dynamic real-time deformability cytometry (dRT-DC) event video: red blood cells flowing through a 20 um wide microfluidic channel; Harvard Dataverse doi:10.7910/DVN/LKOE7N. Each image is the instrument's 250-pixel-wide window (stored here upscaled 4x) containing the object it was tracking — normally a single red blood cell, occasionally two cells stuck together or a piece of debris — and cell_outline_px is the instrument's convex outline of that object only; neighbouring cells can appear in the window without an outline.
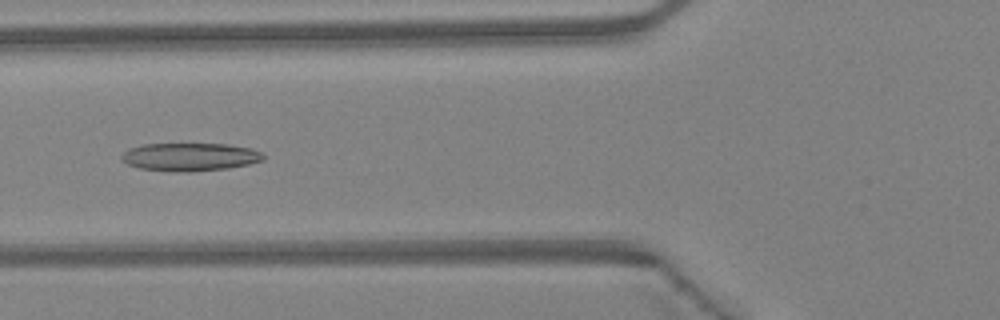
{"species": "Egyptian fruit bat (a non-hibernating species)", "species_latin": "Rousettus aegyptiacus", "temperature_condition": "warm", "stored_images_in_passage": 46, "camera_frame_rate_fps": 3000, "um_per_image_px": 0.085, "animal": {"sex": "female"}, "frame": {"image": 1, "passage_image": 18, "time_ms": 5.667, "image_size_px": [1000, 320], "cell_outline_px": [[264, 160], [248, 164], [228, 168], [192, 172], [172, 172], [140, 168], [128, 164], [120, 160], [120, 156], [124, 152], [132, 148], [144, 144], [228, 144], [252, 148], [264, 152]], "centroid_in_image_um": [16.18, 13.34], "position_along_channel_um": 109.6, "area_um2": 23.35}}
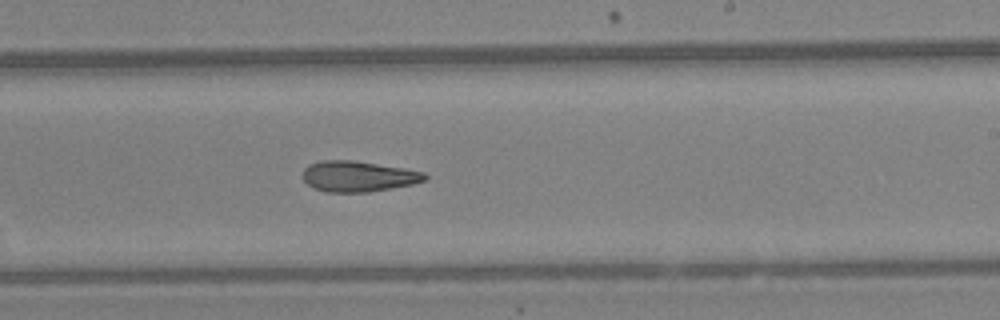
{"frame": {"image": 2, "passage_image": 28, "time_ms": 9.0, "image_size_px": [1000, 320], "cell_outline_px": [[428, 176], [424, 180], [412, 184], [368, 192], [324, 192], [312, 188], [304, 180], [304, 168], [308, 164], [324, 160], [352, 160], [404, 168], [424, 172]], "centroid_in_image_um": [30.42, 14.99], "position_along_channel_um": 258.6, "area_um2": 21.73}}
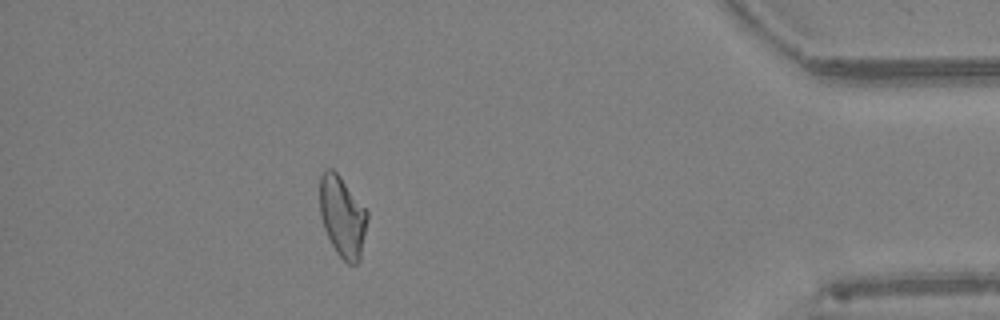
{"frame": {"image": 3, "passage_image": 41, "time_ms": 13.333, "image_size_px": [1000, 320], "cell_outline_px": [[368, 216], [360, 260], [356, 264], [348, 264], [336, 252], [324, 228], [320, 216], [320, 176], [328, 168], [332, 168], [340, 176], [368, 212]], "centroid_in_image_um": [29.1, 18.42], "position_along_channel_um": 406.1, "area_um2": 22.2}, "authors_computed_cell_mechanics": {"area_um2": 22.9177, "velocity_mm_per_s": 4.4883, "shape_relaxation_time_tau1_ms": null, "shape_relaxation_time_tau2_ms": 5.9973, "deformation_change_tau1": null, "deformation_change_tau2": 0.1677}}